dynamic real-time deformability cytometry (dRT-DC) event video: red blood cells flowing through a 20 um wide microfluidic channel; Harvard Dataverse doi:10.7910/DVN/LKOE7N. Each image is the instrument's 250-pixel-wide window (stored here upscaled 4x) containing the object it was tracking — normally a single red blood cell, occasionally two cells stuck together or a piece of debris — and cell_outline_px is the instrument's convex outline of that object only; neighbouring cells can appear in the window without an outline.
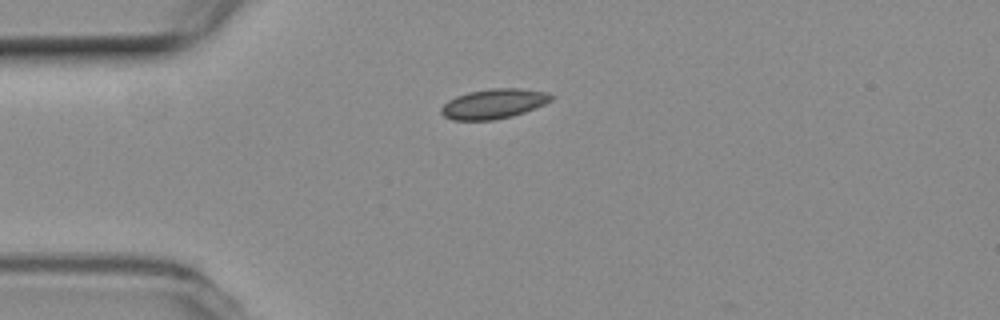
{"species": "common noctule bat (a hibernating species)", "species_latin": "Nyctalus noctula", "temperature_condition": "room temperature", "stored_images_in_passage": 5, "camera_frame_rate_fps": 3000, "um_per_image_px": 0.085, "animal": {"sex": "female", "body_mass_g": 19.3, "forearm_length_mm": 54.1}, "frame": {"image": 1, "passage_image": 1, "time_ms": 0.0, "image_size_px": [1000, 320], "cell_outline_px": [[556, 96], [552, 100], [544, 104], [524, 112], [512, 116], [492, 120], [452, 120], [444, 116], [440, 112], [440, 108], [448, 100], [456, 96], [468, 92], [492, 88], [520, 88], [548, 92]], "centroid_in_image_um": [41.97, 8.81], "position_along_channel_um": 43.0, "area_um2": 19.19}}
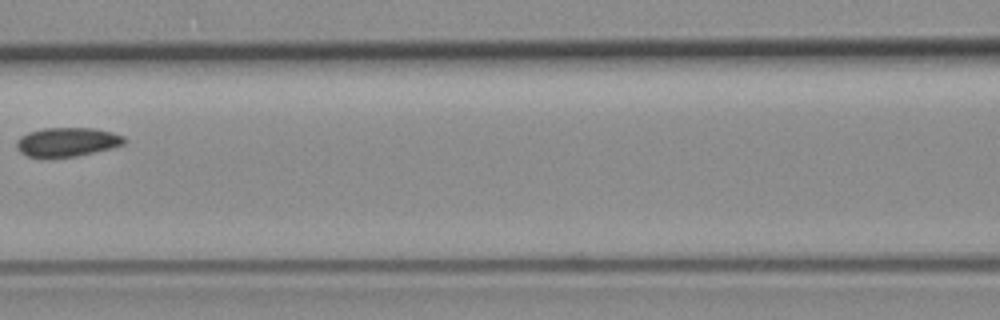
{"frame": {"image": 2, "passage_image": 4, "time_ms": 1.0, "image_size_px": [1000, 320], "cell_outline_px": [[128, 140], [124, 144], [112, 148], [76, 156], [44, 160], [40, 160], [28, 156], [20, 152], [16, 148], [16, 140], [20, 136], [28, 132], [44, 128], [92, 128], [112, 132], [124, 136]], "centroid_in_image_um": [5.66, 12.1], "position_along_channel_um": 160.9, "area_um2": 18.84}}
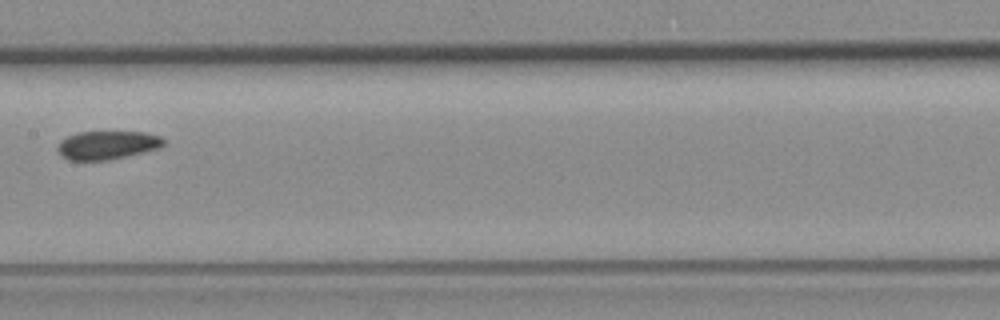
{"frame": {"image": 3, "passage_image": 5, "time_ms": 1.333, "image_size_px": [1000, 320], "cell_outline_px": [[164, 144], [160, 148], [144, 152], [108, 160], [68, 160], [60, 156], [56, 148], [60, 140], [68, 136], [80, 132], [144, 132], [160, 136], [164, 140]], "centroid_in_image_um": [9.09, 12.34], "position_along_channel_um": 198.3, "area_um2": 17.63}}